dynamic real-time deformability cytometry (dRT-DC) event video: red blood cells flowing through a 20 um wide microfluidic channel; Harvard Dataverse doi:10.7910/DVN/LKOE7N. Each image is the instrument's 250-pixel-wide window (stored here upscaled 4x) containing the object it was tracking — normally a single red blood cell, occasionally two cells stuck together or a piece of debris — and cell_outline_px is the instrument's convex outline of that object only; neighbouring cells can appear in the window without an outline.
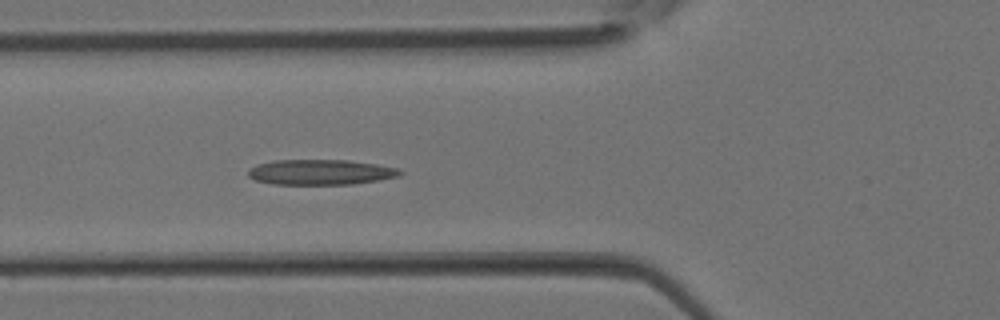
{"species": "Egyptian fruit bat (a non-hibernating species)", "species_latin": "Rousettus aegyptiacus", "temperature_condition": "room temperature", "stored_images_in_passage": 27, "camera_frame_rate_fps": 3000, "um_per_image_px": 0.085, "animal": {"sex": "female"}, "frame": {"image": 1, "passage_image": 5, "time_ms": 1.333, "image_size_px": [1000, 320], "cell_outline_px": [[404, 172], [400, 176], [352, 184], [272, 184], [256, 180], [248, 176], [248, 172], [256, 164], [272, 160], [348, 160], [376, 164], [396, 168]], "centroid_in_image_um": [27.23, 14.63], "position_along_channel_um": 98.6, "area_um2": 22.25}}
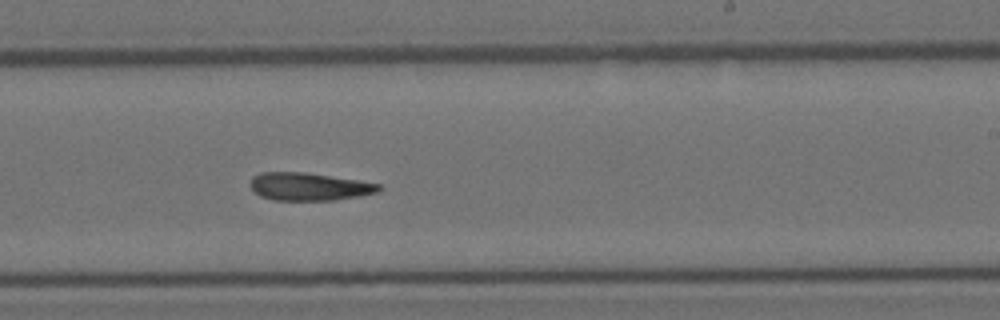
{"frame": {"image": 2, "passage_image": 14, "time_ms": 4.333, "image_size_px": [1000, 320], "cell_outline_px": [[380, 188], [376, 192], [360, 196], [336, 200], [272, 200], [260, 196], [248, 184], [252, 176], [260, 172], [304, 172], [356, 180], [380, 184]], "centroid_in_image_um": [26.2, 15.86], "position_along_channel_um": 262.8, "area_um2": 20.75}}
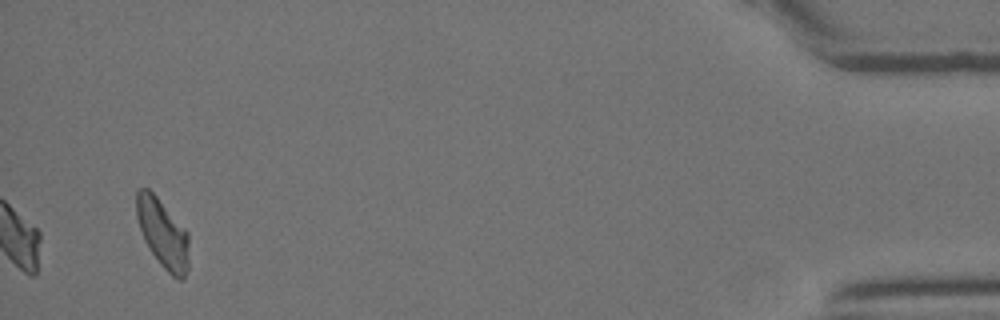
{"frame": {"image": 3, "passage_image": 27, "time_ms": 8.667, "image_size_px": [1000, 320], "cell_outline_px": [[188, 268], [184, 280], [180, 280], [172, 276], [160, 264], [144, 240], [136, 216], [136, 192], [140, 188], [148, 188], [156, 196], [188, 232]], "centroid_in_image_um": [13.84, 19.86], "position_along_channel_um": 421.4, "area_um2": 20.87}}